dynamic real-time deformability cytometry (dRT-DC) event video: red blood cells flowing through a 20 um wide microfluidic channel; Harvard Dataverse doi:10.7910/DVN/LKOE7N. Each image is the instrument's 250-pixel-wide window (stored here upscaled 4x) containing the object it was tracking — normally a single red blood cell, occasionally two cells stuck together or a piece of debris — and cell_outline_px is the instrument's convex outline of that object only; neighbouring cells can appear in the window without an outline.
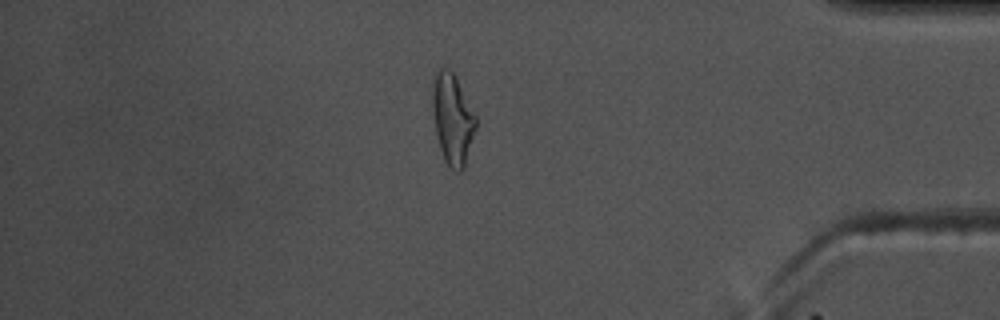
{"species": "common noctule bat (a hibernating species)", "species_latin": "Nyctalus noctula", "temperature_condition": "warm", "stored_images_in_passage": 56, "camera_frame_rate_fps": 3000, "um_per_image_px": 0.085, "animal": {"sex": "male", "body_mass_g": 17.5, "forearm_length_mm": 52.3}, "frame": {"image": 1, "passage_image": 48, "time_ms": 15.667, "image_size_px": [1000, 320], "cell_outline_px": [[476, 128], [464, 168], [460, 172], [456, 172], [444, 160], [440, 148], [436, 132], [432, 112], [432, 76], [440, 68], [448, 68], [456, 76], [476, 116]], "centroid_in_image_um": [38.45, 10.08], "position_along_channel_um": 396.7, "area_um2": 23.0}, "authors_computed_cell_mechanics": {"area_um2": 20.6635, "velocity_mm_per_s": 3.6245, "shape_relaxation_time_tau1_ms": 8.6145, "shape_relaxation_time_tau2_ms": 2.1864, "deformation_change_tau1": 0.2456, "deformation_change_tau2": 0.1106}}